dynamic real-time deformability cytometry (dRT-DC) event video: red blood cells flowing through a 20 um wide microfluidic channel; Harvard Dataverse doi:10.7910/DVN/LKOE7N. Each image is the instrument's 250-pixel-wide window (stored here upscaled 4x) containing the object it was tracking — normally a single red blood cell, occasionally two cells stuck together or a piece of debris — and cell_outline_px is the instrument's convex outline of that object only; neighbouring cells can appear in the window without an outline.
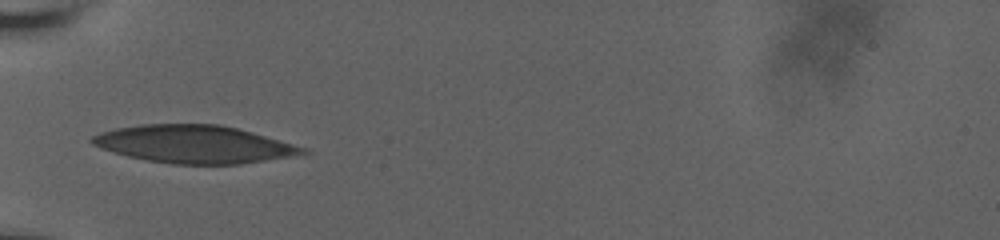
{"species": "human", "species_latin": "Homo sapiens", "temperature_condition": "room temperature", "stored_images_in_passage": 28, "camera_frame_rate_fps": 3000, "um_per_image_px": 0.085, "donor": {"sex": "male"}, "frame": {"image": 1, "passage_image": 1, "time_ms": 0.0, "image_size_px": [1000, 240], "cell_outline_px": [[308, 152], [288, 156], [240, 164], [172, 164], [148, 160], [128, 156], [112, 152], [100, 148], [92, 144], [88, 140], [92, 136], [100, 132], [116, 128], [140, 124], [220, 124], [252, 132], [308, 148]], "centroid_in_image_um": [16.44, 12.25], "position_along_channel_um": 68.6, "area_um2": 46.07}}